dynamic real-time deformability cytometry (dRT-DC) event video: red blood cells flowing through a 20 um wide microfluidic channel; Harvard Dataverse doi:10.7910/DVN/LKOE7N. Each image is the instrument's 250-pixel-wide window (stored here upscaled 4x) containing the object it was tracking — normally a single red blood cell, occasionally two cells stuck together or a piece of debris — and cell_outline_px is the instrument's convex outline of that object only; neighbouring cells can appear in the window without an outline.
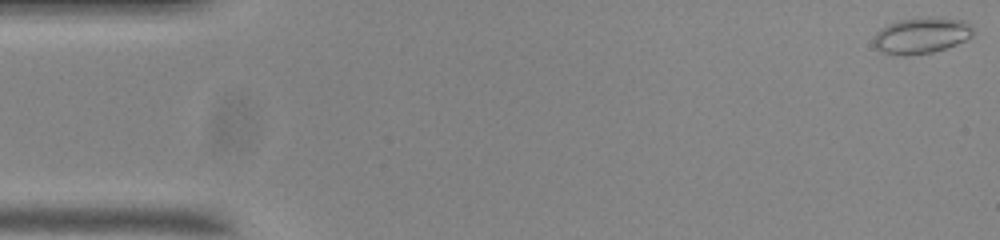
{"species": "common noctule bat (a hibernating species)", "species_latin": "Nyctalus noctula", "temperature_condition": "room temperature", "stored_images_in_passage": 55, "camera_frame_rate_fps": 3000, "um_per_image_px": 0.085, "animal": {"sex": "male", "body_mass_g": 20.0, "forearm_length_mm": 53.3}, "frame": {"image": 1, "passage_image": 1, "time_ms": 0.0, "image_size_px": [1000, 240], "cell_outline_px": [[972, 36], [956, 44], [932, 52], [904, 56], [900, 56], [884, 52], [876, 48], [872, 44], [872, 40], [876, 32], [880, 28], [888, 24], [900, 20], [936, 16], [964, 20], [972, 28]], "centroid_in_image_um": [78.28, 3.01], "position_along_channel_um": 6.7, "area_um2": 20.92}}
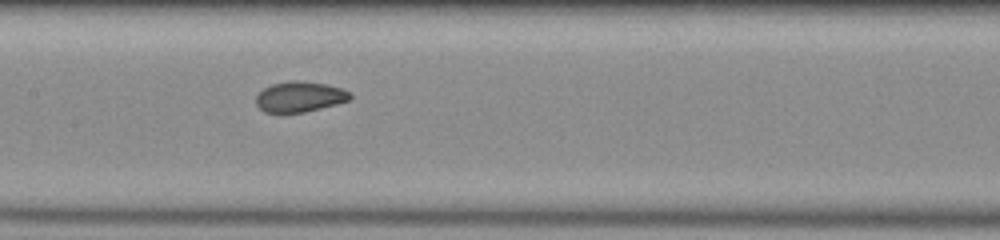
{"frame": {"image": 2, "passage_image": 26, "time_ms": 8.333, "image_size_px": [1000, 240], "cell_outline_px": [[352, 96], [348, 100], [336, 104], [304, 112], [264, 112], [256, 104], [256, 96], [264, 88], [272, 84], [292, 80], [296, 80], [324, 84], [340, 88], [352, 92]], "centroid_in_image_um": [25.47, 8.22], "position_along_channel_um": 181.9, "area_um2": 16.47}}
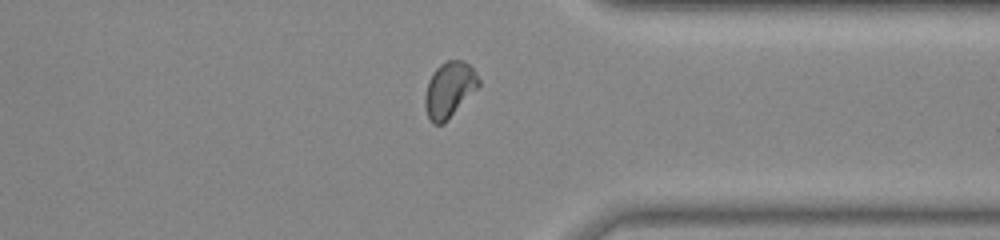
{"frame": {"image": 3, "passage_image": 42, "time_ms": 13.667, "image_size_px": [1000, 240], "cell_outline_px": [[480, 84], [448, 120], [444, 124], [432, 124], [428, 116], [424, 104], [424, 96], [428, 80], [432, 72], [440, 64], [448, 60], [464, 60], [476, 72], [480, 80]], "centroid_in_image_um": [38.17, 7.61], "position_along_channel_um": 373.2, "area_um2": 17.4}, "authors_computed_cell_mechanics": {"area_um2": 17.2822, "velocity_mm_per_s": 3.6958, "shape_relaxation_time_tau1_ms": 8.982, "shape_relaxation_time_tau2_ms": 0.7921, "deformation_change_tau1": 0.1724, "deformation_change_tau2": 0.0523}}